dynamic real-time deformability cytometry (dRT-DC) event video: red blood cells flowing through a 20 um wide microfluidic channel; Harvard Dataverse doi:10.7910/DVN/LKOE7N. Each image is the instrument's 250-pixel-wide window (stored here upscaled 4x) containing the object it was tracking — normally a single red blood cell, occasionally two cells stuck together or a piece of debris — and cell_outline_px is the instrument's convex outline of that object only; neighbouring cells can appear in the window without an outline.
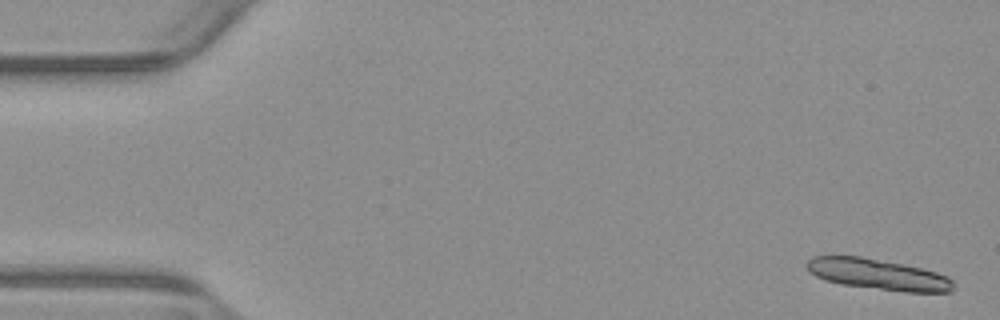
{"species": "common noctule bat (a hibernating species)", "species_latin": "Nyctalus noctula", "temperature_condition": "warm", "stored_images_in_passage": 14, "camera_frame_rate_fps": 3000, "um_per_image_px": 0.085, "animal": {"sex": "male", "body_mass_g": 23.1, "forearm_length_mm": 52.7}, "frame": {"image": 1, "passage_image": 2, "time_ms": 0.333, "image_size_px": [1000, 320], "cell_outline_px": [[956, 288], [952, 292], [904, 292], [844, 284], [824, 280], [808, 272], [804, 264], [812, 256], [860, 256], [904, 264], [936, 272], [948, 276], [952, 280]], "centroid_in_image_um": [74.64, 23.32], "position_along_channel_um": 10.4, "area_um2": 26.47}}